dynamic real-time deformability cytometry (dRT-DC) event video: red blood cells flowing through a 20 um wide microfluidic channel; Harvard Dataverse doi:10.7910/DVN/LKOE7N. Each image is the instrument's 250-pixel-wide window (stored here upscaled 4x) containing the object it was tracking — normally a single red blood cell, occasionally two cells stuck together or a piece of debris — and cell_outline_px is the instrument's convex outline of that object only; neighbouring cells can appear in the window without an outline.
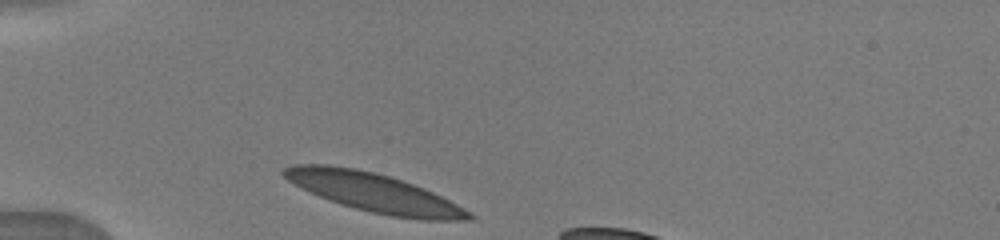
{"species": "human", "species_latin": "Homo sapiens", "temperature_condition": "warm", "stored_images_in_passage": 5, "camera_frame_rate_fps": 3000, "um_per_image_px": 0.085, "donor": {"sex": "male"}, "frame": {"image": 1, "passage_image": 1, "time_ms": 0.0, "image_size_px": [1000, 240], "cell_outline_px": [[476, 216], [472, 220], [424, 220], [392, 216], [372, 212], [356, 208], [328, 200], [308, 192], [300, 188], [288, 180], [280, 172], [284, 168], [292, 164], [328, 164], [356, 168], [376, 172], [424, 188], [456, 204]], "centroid_in_image_um": [31.73, 16.35], "position_along_channel_um": 53.3, "area_um2": 41.5}}
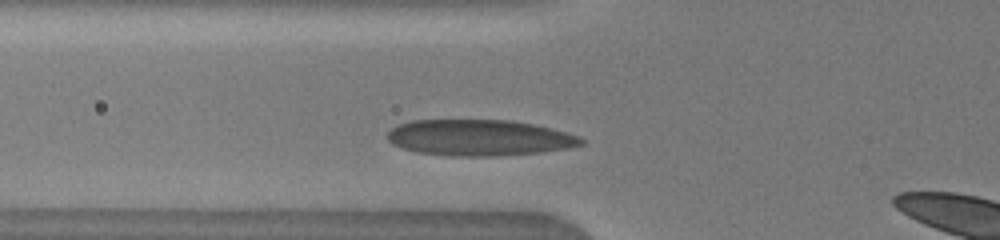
{"frame": {"image": 2, "passage_image": 4, "time_ms": 1.333, "image_size_px": [1000, 240], "cell_outline_px": [[584, 144], [572, 148], [540, 152], [496, 156], [452, 156], [416, 152], [392, 144], [388, 140], [388, 132], [392, 128], [400, 124], [412, 120], [512, 120], [552, 128], [580, 136], [584, 140]], "centroid_in_image_um": [40.78, 11.71], "position_along_channel_um": 85.0, "area_um2": 40.86}}